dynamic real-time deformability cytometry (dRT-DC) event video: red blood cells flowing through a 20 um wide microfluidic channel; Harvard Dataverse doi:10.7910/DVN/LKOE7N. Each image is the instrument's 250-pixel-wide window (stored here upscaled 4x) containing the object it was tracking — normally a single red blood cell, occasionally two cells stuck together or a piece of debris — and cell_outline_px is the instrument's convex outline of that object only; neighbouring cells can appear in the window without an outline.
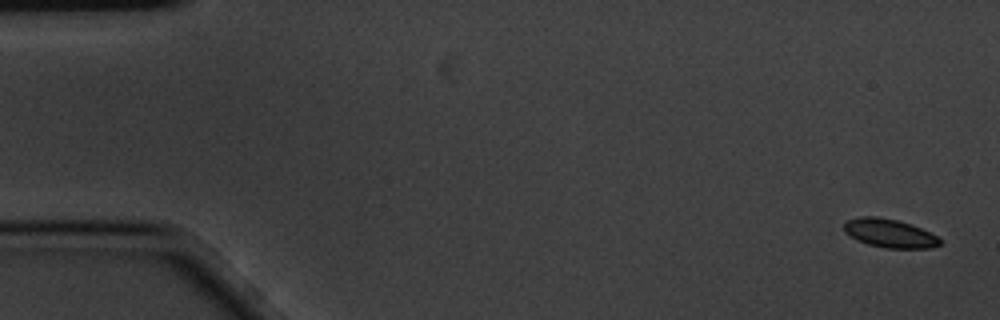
{"species": "common noctule bat (a hibernating species)", "species_latin": "Nyctalus noctula", "temperature_condition": "cold", "stored_images_in_passage": 5, "camera_frame_rate_fps": 3000, "um_per_image_px": 0.085, "animal": {"sex": "male", "body_mass_g": 20.1, "forearm_length_mm": 53.5}, "frame": {"image": 1, "passage_image": 1, "time_ms": 0.0, "image_size_px": [1000, 320], "cell_outline_px": [[940, 244], [932, 248], [888, 248], [868, 244], [856, 240], [844, 232], [844, 224], [848, 220], [860, 216], [876, 216], [896, 220], [912, 224], [936, 236], [940, 240]], "centroid_in_image_um": [75.58, 19.82], "position_along_channel_um": 9.4, "area_um2": 15.84}}
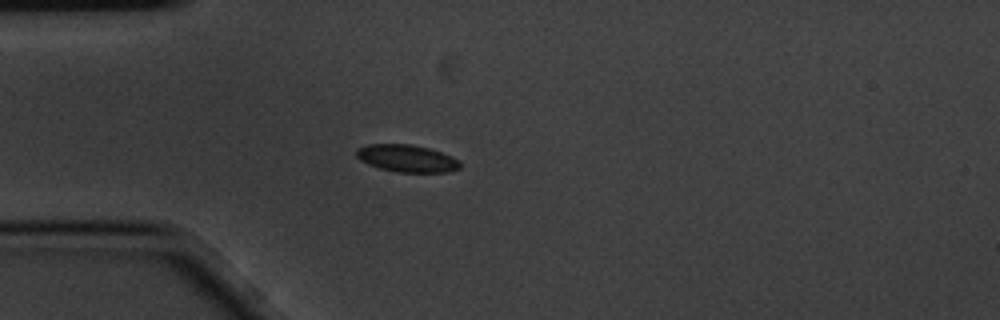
{"frame": {"image": 2, "passage_image": 5, "time_ms": 1.333, "image_size_px": [1000, 320], "cell_outline_px": [[460, 168], [448, 172], [396, 172], [380, 168], [368, 164], [360, 160], [356, 156], [356, 148], [364, 144], [412, 144], [428, 148], [452, 156], [460, 160]], "centroid_in_image_um": [34.56, 13.45], "position_along_channel_um": 50.4, "area_um2": 16.59}}